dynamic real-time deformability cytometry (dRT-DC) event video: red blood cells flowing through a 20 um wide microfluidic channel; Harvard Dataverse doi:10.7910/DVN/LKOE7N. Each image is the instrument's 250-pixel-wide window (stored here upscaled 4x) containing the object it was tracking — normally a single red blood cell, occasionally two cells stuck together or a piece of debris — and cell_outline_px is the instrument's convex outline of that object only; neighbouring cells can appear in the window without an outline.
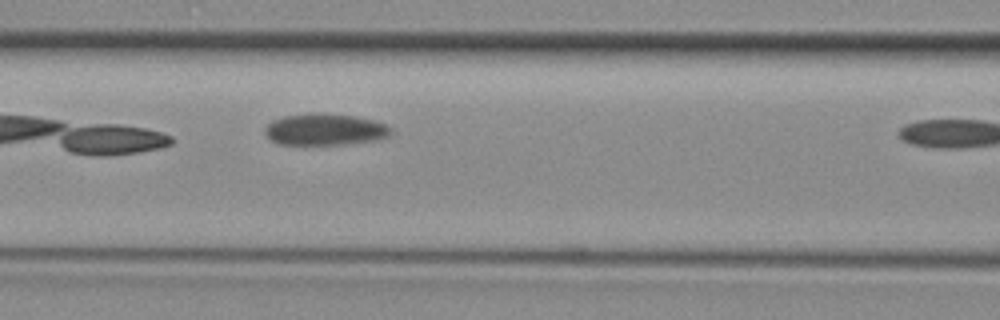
{"species": "common noctule bat (a hibernating species)", "species_latin": "Nyctalus noctula", "temperature_condition": "room temperature", "stored_images_in_passage": 7, "camera_frame_rate_fps": 3000, "um_per_image_px": 0.085, "animal": {"sex": "female", "body_mass_g": 29.2, "forearm_length_mm": 56.3}, "frame": {"image": 1, "passage_image": 6, "time_ms": 1.667, "image_size_px": [1000, 320], "cell_outline_px": [[392, 132], [388, 136], [372, 140], [340, 144], [280, 144], [272, 140], [264, 132], [264, 128], [272, 120], [284, 116], [308, 112], [312, 112], [352, 116], [372, 120], [388, 124], [392, 128]], "centroid_in_image_um": [27.59, 10.99], "position_along_channel_um": 139.0, "area_um2": 23.0}}